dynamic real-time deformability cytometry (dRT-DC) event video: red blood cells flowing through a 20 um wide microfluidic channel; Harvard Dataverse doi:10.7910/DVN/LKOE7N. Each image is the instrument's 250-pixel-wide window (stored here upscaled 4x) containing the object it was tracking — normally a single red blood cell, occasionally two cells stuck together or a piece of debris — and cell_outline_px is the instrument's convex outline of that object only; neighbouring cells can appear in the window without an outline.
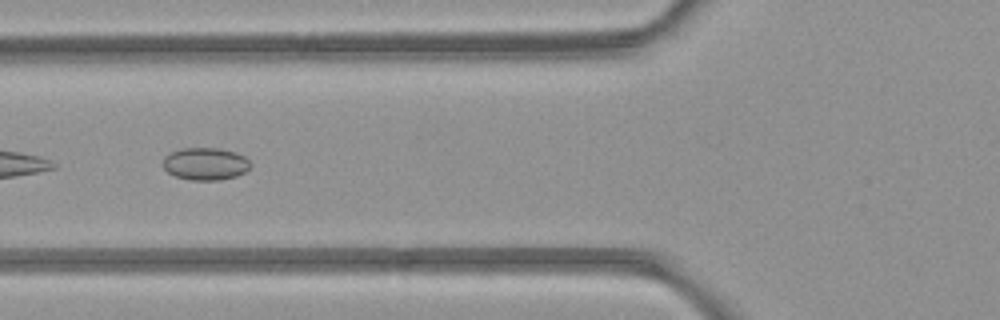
{"species": "common noctule bat (a hibernating species)", "species_latin": "Nyctalus noctula", "temperature_condition": "room temperature", "stored_images_in_passage": 7, "camera_frame_rate_fps": 3000, "um_per_image_px": 0.085, "animal": {"sex": "female", "body_mass_g": 21.9}, "frame": {"image": 1, "passage_image": 5, "time_ms": 4.333, "image_size_px": [1000, 320], "cell_outline_px": [[252, 164], [244, 172], [236, 176], [220, 180], [192, 180], [176, 176], [168, 172], [164, 168], [164, 156], [172, 152], [184, 148], [216, 148], [236, 152], [244, 156]], "centroid_in_image_um": [17.47, 13.92], "position_along_channel_um": 108.3, "area_um2": 16.36}}
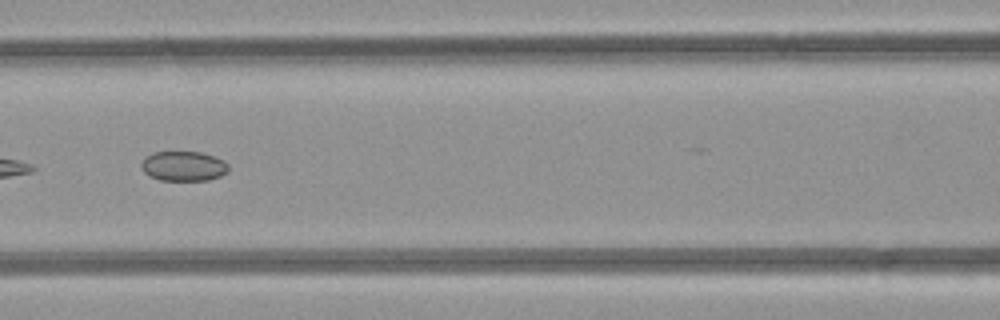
{"frame": {"image": 2, "passage_image": 6, "time_ms": 5.333, "image_size_px": [1000, 320], "cell_outline_px": [[228, 172], [220, 176], [208, 180], [160, 180], [144, 172], [140, 164], [152, 152], [200, 152], [224, 160], [228, 164]], "centroid_in_image_um": [15.63, 14.12], "position_along_channel_um": 151.0, "area_um2": 14.97}}